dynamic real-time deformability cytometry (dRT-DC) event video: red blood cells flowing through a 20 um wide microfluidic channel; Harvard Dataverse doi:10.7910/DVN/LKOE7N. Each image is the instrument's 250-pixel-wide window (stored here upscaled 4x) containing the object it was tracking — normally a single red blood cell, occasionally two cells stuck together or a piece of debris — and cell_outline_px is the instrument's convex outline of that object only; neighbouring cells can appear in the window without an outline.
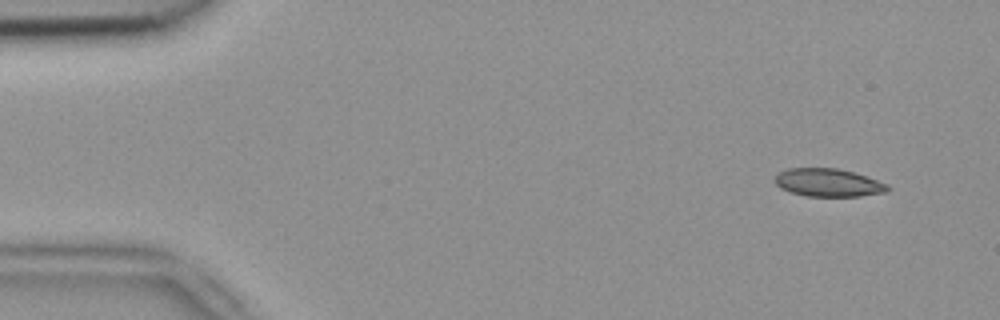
{"species": "common noctule bat (a hibernating species)", "species_latin": "Nyctalus noctula", "temperature_condition": "room temperature", "stored_images_in_passage": 5, "camera_frame_rate_fps": 3000, "um_per_image_px": 0.085, "animal": {"sex": "female", "body_mass_g": 18.4}, "frame": {"image": 1, "passage_image": 2, "time_ms": 0.333, "image_size_px": [1000, 320], "cell_outline_px": [[892, 188], [888, 192], [860, 196], [804, 196], [780, 188], [772, 180], [780, 172], [788, 168], [836, 168], [856, 172], [888, 184]], "centroid_in_image_um": [70.43, 15.52], "position_along_channel_um": 14.6, "area_um2": 18.61}}
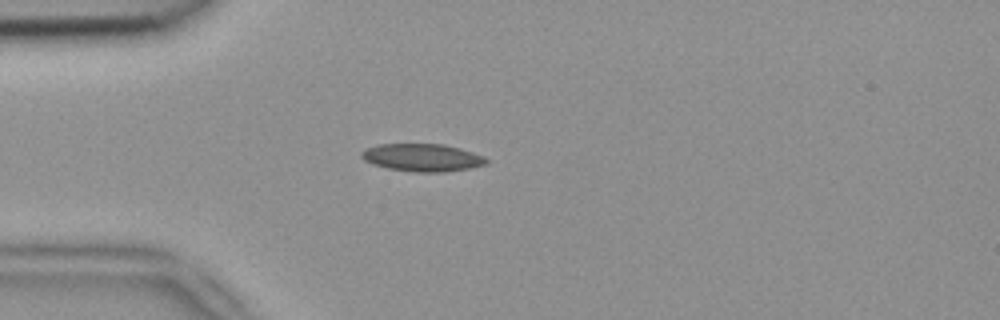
{"frame": {"image": 2, "passage_image": 4, "time_ms": 1.0, "image_size_px": [1000, 320], "cell_outline_px": [[488, 164], [468, 168], [444, 172], [416, 172], [388, 168], [372, 164], [364, 160], [360, 156], [360, 152], [376, 144], [444, 144], [460, 148], [484, 156], [488, 160]], "centroid_in_image_um": [35.89, 13.39], "position_along_channel_um": 49.1, "area_um2": 20.11}}